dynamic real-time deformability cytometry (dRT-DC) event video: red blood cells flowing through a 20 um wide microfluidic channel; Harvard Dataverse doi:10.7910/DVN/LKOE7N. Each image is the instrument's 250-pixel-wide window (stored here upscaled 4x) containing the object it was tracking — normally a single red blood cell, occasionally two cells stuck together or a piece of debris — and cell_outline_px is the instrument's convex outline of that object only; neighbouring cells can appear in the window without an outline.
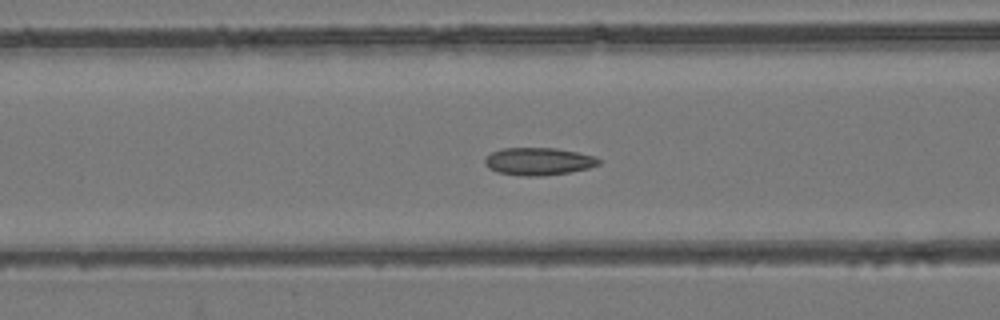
{"species": "common noctule bat (a hibernating species)", "species_latin": "Nyctalus noctula", "temperature_condition": "room temperature", "stored_images_in_passage": 54, "camera_frame_rate_fps": 3000, "um_per_image_px": 0.085, "animal": {"sex": "female", "body_mass_g": 24.6, "forearm_length_mm": 56.2}, "frame": {"image": 1, "passage_image": 22, "time_ms": 7.0, "image_size_px": [1000, 320], "cell_outline_px": [[600, 164], [588, 168], [568, 172], [540, 176], [524, 176], [496, 172], [488, 168], [484, 164], [484, 156], [492, 152], [504, 148], [556, 148], [596, 156], [600, 160]], "centroid_in_image_um": [45.74, 13.71], "position_along_channel_um": 120.9, "area_um2": 18.32}}
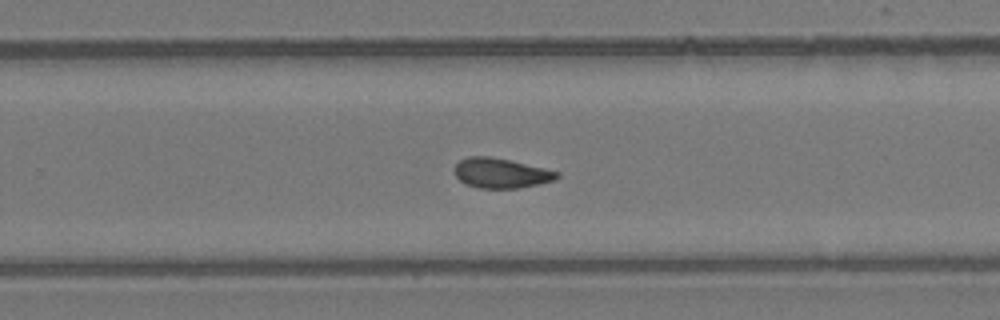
{"frame": {"image": 2, "passage_image": 35, "time_ms": 11.333, "image_size_px": [1000, 320], "cell_outline_px": [[560, 176], [556, 180], [540, 184], [520, 188], [476, 188], [460, 180], [456, 176], [456, 164], [460, 160], [468, 156], [488, 156], [508, 160], [544, 168], [560, 172]], "centroid_in_image_um": [42.63, 14.72], "position_along_channel_um": 287.2, "area_um2": 17.74}}
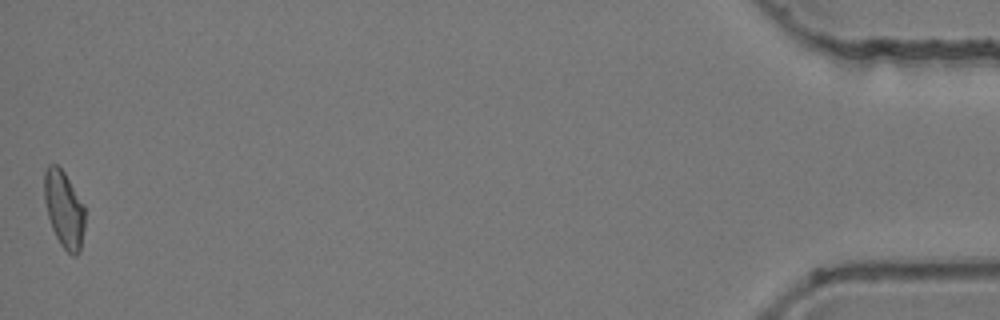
{"frame": {"image": 3, "passage_image": 54, "time_ms": 17.667, "image_size_px": [1000, 320], "cell_outline_px": [[84, 228], [80, 252], [76, 256], [72, 256], [60, 244], [52, 228], [48, 216], [44, 200], [44, 172], [48, 164], [56, 164], [64, 172], [84, 204]], "centroid_in_image_um": [5.44, 17.78], "position_along_channel_um": 429.8, "area_um2": 18.21}, "authors_computed_cell_mechanics": {"area_um2": 18.1781, "velocity_mm_per_s": 3.8528, "shape_relaxation_time_tau1_ms": null, "shape_relaxation_time_tau2_ms": 2.7537, "deformation_change_tau1": null, "deformation_change_tau2": 0.0731}}